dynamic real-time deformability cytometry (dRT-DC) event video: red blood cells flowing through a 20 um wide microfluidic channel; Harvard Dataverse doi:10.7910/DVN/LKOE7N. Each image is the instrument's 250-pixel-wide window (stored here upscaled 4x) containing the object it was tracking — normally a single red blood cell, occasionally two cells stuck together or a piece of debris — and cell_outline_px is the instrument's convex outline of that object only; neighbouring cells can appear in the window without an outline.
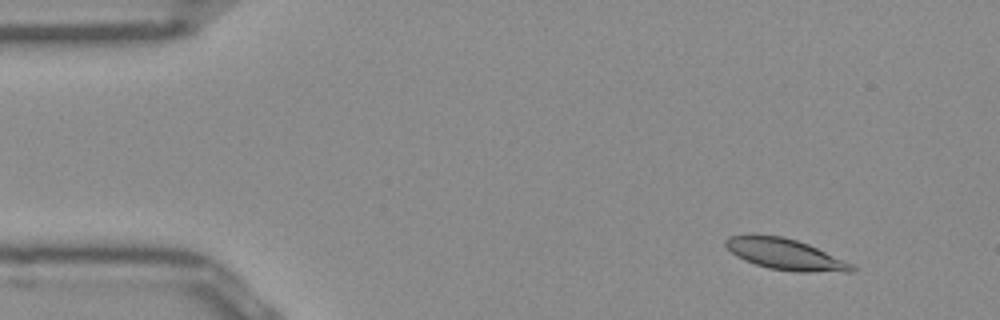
{"species": "Egyptian fruit bat (a non-hibernating species)", "species_latin": "Rousettus aegyptiacus", "temperature_condition": "room temperature", "stored_images_in_passage": 22, "camera_frame_rate_fps": 3000, "um_per_image_px": 0.085, "frame": {"image": 1, "passage_image": 1, "time_ms": 0.0, "image_size_px": [1000, 320], "cell_outline_px": [[856, 268], [852, 272], [792, 272], [768, 268], [744, 260], [736, 256], [724, 244], [724, 240], [728, 236], [780, 236], [796, 240], [808, 244], [852, 264]], "centroid_in_image_um": [66.76, 21.64], "position_along_channel_um": 18.2, "area_um2": 22.43}}
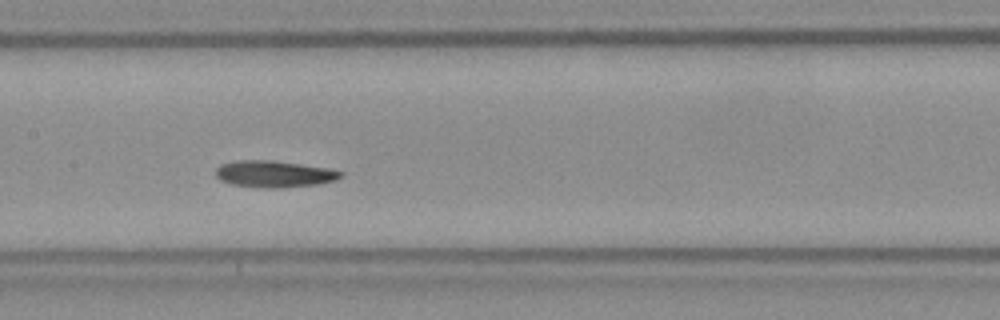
{"frame": {"image": 2, "passage_image": 7, "time_ms": 2.0, "image_size_px": [1000, 320], "cell_outline_px": [[344, 176], [336, 180], [320, 184], [284, 188], [256, 188], [228, 184], [220, 180], [216, 176], [216, 168], [220, 164], [240, 160], [268, 160], [300, 164], [328, 168], [344, 172]], "centroid_in_image_um": [23.3, 14.81], "position_along_channel_um": 184.1, "area_um2": 19.77}}
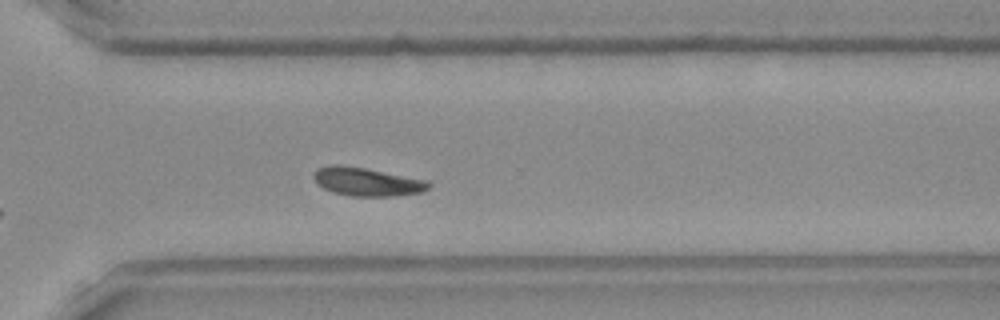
{"frame": {"image": 3, "passage_image": 19, "time_ms": 6.0, "image_size_px": [1000, 320], "cell_outline_px": [[432, 184], [424, 192], [400, 196], [352, 196], [332, 192], [316, 184], [312, 176], [316, 168], [332, 164], [336, 164], [364, 168], [428, 180]], "centroid_in_image_um": [31.19, 15.45], "position_along_channel_um": 339.4, "area_um2": 19.25}}